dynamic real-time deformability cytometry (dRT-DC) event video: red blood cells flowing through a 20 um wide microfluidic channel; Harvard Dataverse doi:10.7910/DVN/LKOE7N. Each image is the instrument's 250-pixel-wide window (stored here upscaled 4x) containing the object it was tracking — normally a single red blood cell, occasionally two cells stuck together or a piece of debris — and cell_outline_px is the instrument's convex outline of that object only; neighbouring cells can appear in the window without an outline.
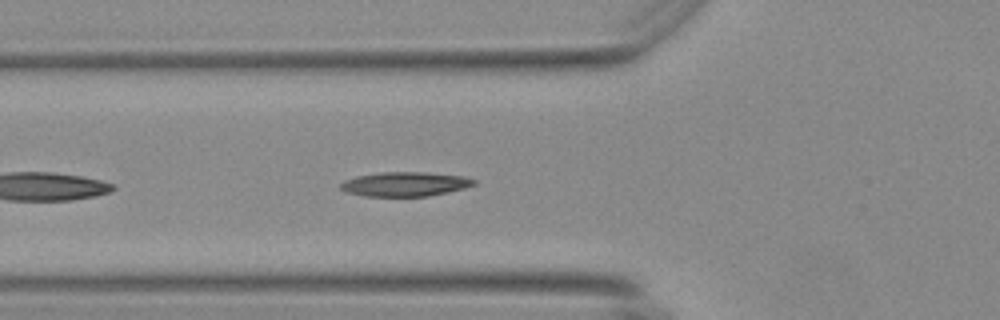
{"species": "Egyptian fruit bat (a non-hibernating species)", "species_latin": "Rousettus aegyptiacus", "temperature_condition": "warm", "stored_images_in_passage": 32, "camera_frame_rate_fps": 3000, "um_per_image_px": 0.085, "animal": {"sex": "female"}, "frame": {"image": 1, "passage_image": 5, "time_ms": 1.333, "image_size_px": [1000, 320], "cell_outline_px": [[476, 184], [464, 188], [448, 192], [428, 196], [364, 196], [344, 192], [340, 188], [340, 184], [344, 180], [356, 176], [384, 172], [424, 172], [464, 176], [476, 180]], "centroid_in_image_um": [34.41, 15.65], "position_along_channel_um": 91.4, "area_um2": 18.96}}
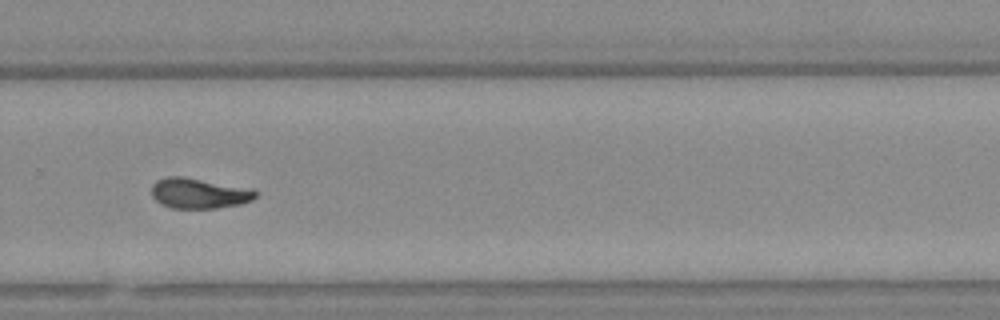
{"frame": {"image": 2, "passage_image": 23, "time_ms": 7.333, "image_size_px": [1000, 320], "cell_outline_px": [[256, 196], [252, 200], [240, 204], [216, 208], [172, 208], [160, 204], [152, 196], [152, 184], [156, 180], [164, 176], [184, 176], [252, 188], [256, 192]], "centroid_in_image_um": [16.89, 16.41], "position_along_channel_um": 312.9, "area_um2": 18.61}, "authors_computed_cell_mechanics": {"area_um2": 18.207, "velocity_mm_per_s": 3.6867, "shape_relaxation_time_tau1_ms": null, "shape_relaxation_time_tau2_ms": 4.013, "deformation_change_tau1": null, "deformation_change_tau2": 0.1068}}